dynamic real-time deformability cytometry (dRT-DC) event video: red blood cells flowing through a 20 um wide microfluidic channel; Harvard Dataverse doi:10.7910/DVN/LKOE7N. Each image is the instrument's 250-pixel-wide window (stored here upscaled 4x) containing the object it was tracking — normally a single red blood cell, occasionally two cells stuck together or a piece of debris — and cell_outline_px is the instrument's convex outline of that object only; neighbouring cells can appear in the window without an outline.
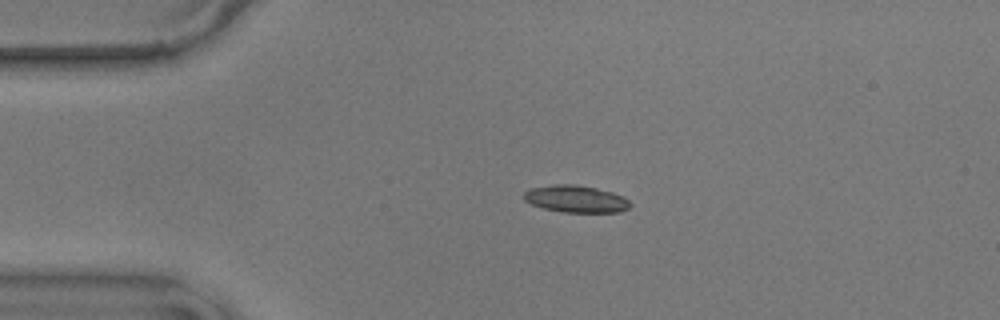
{"species": "common noctule bat (a hibernating species)", "species_latin": "Nyctalus noctula", "temperature_condition": "warm", "stored_images_in_passage": 45, "camera_frame_rate_fps": 3000, "um_per_image_px": 0.085, "animal": {"sex": "male", "body_mass_g": 17.9}, "frame": {"image": 1, "passage_image": 1, "time_ms": 0.0, "image_size_px": [1000, 320], "cell_outline_px": [[632, 204], [628, 208], [620, 212], [564, 212], [544, 208], [532, 204], [524, 200], [524, 192], [528, 188], [556, 184], [576, 184], [596, 188], [612, 192], [624, 196]], "centroid_in_image_um": [48.96, 16.9], "position_along_channel_um": 36.0, "area_um2": 16.82}}
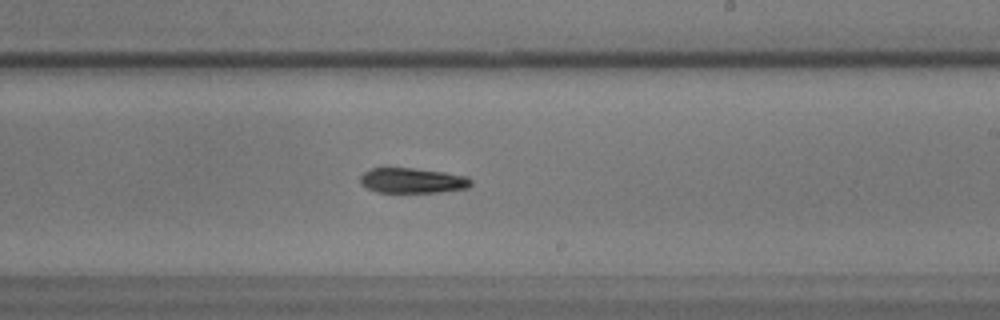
{"frame": {"image": 2, "passage_image": 22, "time_ms": 7.0, "image_size_px": [1000, 320], "cell_outline_px": [[472, 184], [468, 188], [440, 192], [376, 192], [360, 184], [360, 176], [364, 172], [372, 168], [412, 168], [444, 172], [468, 176], [472, 180]], "centroid_in_image_um": [35.07, 15.35], "position_along_channel_um": 253.9, "area_um2": 16.3}}
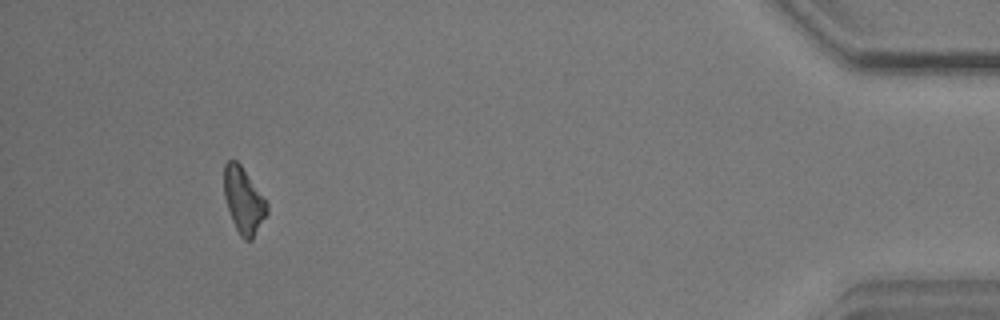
{"frame": {"image": 3, "passage_image": 41, "time_ms": 13.333, "image_size_px": [1000, 320], "cell_outline_px": [[268, 212], [252, 240], [244, 240], [240, 236], [232, 220], [224, 196], [224, 164], [228, 160], [236, 160], [240, 164], [268, 200]], "centroid_in_image_um": [20.73, 17.02], "position_along_channel_um": 414.5, "area_um2": 16.65}, "authors_computed_cell_mechanics": {"area_um2": 16.6464, "velocity_mm_per_s": 3.589, "shape_relaxation_time_tau1_ms": 3.2195, "shape_relaxation_time_tau2_ms": 7.0351, "deformation_change_tau1": 0.1416, "deformation_change_tau2": 0.182}}